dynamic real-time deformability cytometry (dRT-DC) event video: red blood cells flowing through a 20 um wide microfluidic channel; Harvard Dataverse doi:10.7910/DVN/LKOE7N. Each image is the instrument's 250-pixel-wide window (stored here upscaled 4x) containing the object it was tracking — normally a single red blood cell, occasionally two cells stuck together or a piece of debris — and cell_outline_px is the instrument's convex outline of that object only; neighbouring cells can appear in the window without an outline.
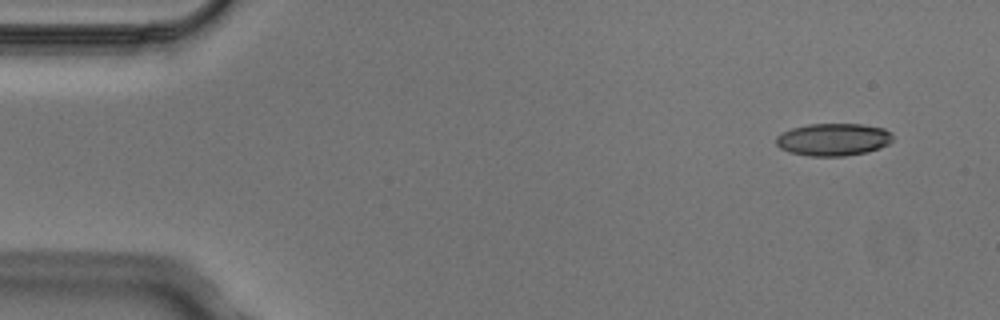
{"species": "Egyptian fruit bat (a non-hibernating species)", "species_latin": "Rousettus aegyptiacus", "temperature_condition": "cold", "stored_images_in_passage": 3, "camera_frame_rate_fps": 3000, "um_per_image_px": 0.085, "animal": {"sex": "male"}, "frame": {"image": 1, "passage_image": 1, "time_ms": 0.0, "image_size_px": [1000, 320], "cell_outline_px": [[892, 140], [888, 144], [880, 148], [868, 152], [844, 156], [808, 156], [788, 152], [780, 148], [776, 144], [776, 136], [792, 128], [808, 124], [864, 124], [884, 128], [892, 132]], "centroid_in_image_um": [70.84, 11.86], "position_along_channel_um": 14.2, "area_um2": 22.25}}